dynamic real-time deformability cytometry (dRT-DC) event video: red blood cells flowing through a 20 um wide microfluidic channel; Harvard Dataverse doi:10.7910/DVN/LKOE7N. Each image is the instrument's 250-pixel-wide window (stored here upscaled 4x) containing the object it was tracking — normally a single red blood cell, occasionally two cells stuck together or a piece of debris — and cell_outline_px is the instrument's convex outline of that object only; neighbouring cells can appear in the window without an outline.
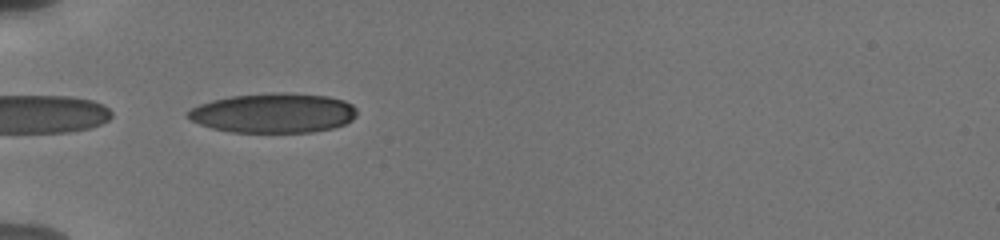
{"species": "human", "species_latin": "Homo sapiens", "temperature_condition": "cold", "stored_images_in_passage": 13, "camera_frame_rate_fps": 3000, "um_per_image_px": 0.085, "donor": {"sex": "male"}, "frame": {"image": 1, "passage_image": 1, "time_ms": 0.0, "image_size_px": [1000, 240], "cell_outline_px": [[356, 116], [352, 120], [344, 124], [332, 128], [312, 132], [232, 132], [212, 128], [200, 124], [192, 120], [184, 112], [200, 104], [212, 100], [232, 96], [268, 92], [284, 92], [328, 96], [344, 100], [352, 104], [356, 108]], "centroid_in_image_um": [23.26, 9.6], "position_along_channel_um": 61.7, "area_um2": 39.19}}